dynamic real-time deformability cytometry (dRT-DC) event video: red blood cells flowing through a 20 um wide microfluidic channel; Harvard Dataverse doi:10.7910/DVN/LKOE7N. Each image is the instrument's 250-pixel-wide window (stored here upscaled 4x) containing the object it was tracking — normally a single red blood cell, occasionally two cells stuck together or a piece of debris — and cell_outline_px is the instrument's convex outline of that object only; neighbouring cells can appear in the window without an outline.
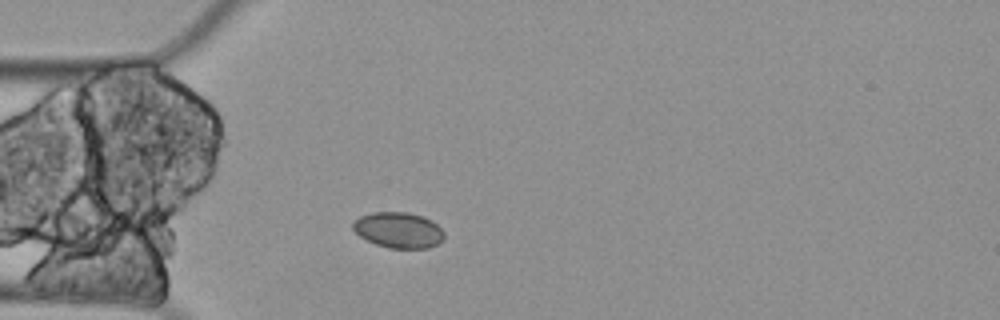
{"species": "Egyptian fruit bat (a non-hibernating species)", "species_latin": "Rousettus aegyptiacus", "temperature_condition": "cold", "stored_images_in_passage": 3, "camera_frame_rate_fps": 3000, "um_per_image_px": 0.085, "animal": {"sex": "female"}, "frame": {"image": 1, "passage_image": 3, "time_ms": 0.667, "image_size_px": [1000, 320], "cell_outline_px": [[444, 236], [436, 244], [428, 248], [388, 248], [376, 244], [360, 236], [352, 228], [352, 224], [360, 216], [372, 212], [408, 212], [432, 220], [444, 232]], "centroid_in_image_um": [33.85, 19.55], "position_along_channel_um": 51.1, "area_um2": 18.79}}